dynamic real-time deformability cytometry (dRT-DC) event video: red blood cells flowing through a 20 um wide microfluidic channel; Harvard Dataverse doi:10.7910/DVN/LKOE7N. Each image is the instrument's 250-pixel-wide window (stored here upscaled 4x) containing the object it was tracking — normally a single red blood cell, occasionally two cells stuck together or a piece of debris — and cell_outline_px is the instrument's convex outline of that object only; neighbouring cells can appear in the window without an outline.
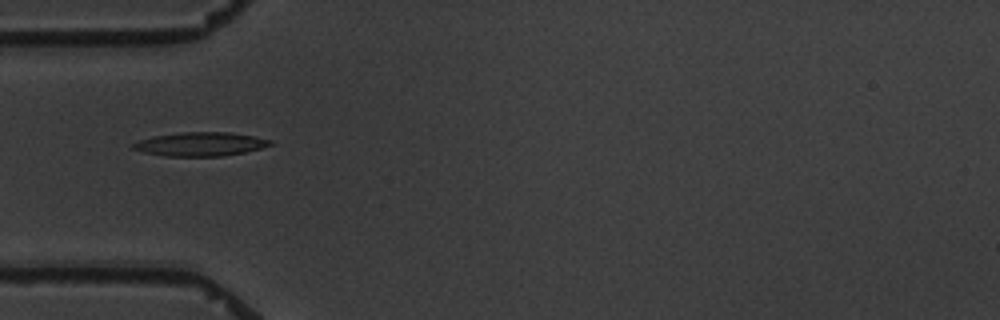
{"species": "common noctule bat (a hibernating species)", "species_latin": "Nyctalus noctula", "temperature_condition": "warm", "stored_images_in_passage": 15, "camera_frame_rate_fps": 3000, "um_per_image_px": 0.085, "animal": {"sex": "male", "body_mass_g": 19.5, "forearm_length_mm": 54.6}, "frame": {"image": 1, "passage_image": 5, "time_ms": 5.333, "image_size_px": [1000, 320], "cell_outline_px": [[272, 144], [260, 148], [244, 152], [224, 156], [164, 156], [144, 152], [132, 148], [132, 144], [140, 140], [152, 136], [184, 132], [232, 132], [256, 136], [272, 140]], "centroid_in_image_um": [17.05, 12.24], "position_along_channel_um": 67.9, "area_um2": 19.02}}
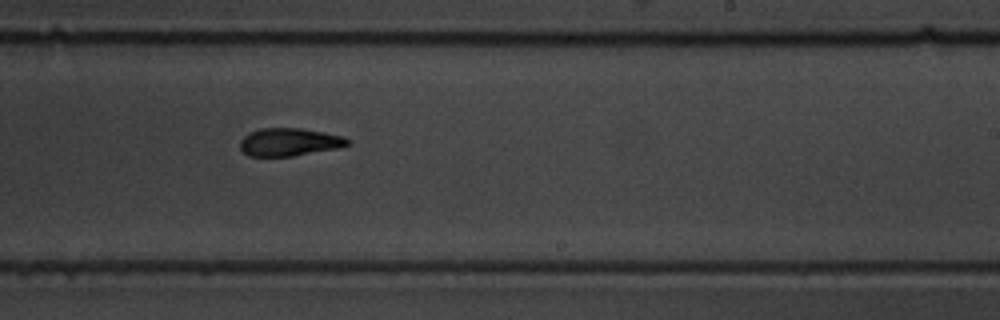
{"frame": {"image": 2, "passage_image": 10, "time_ms": 11.0, "image_size_px": [1000, 320], "cell_outline_px": [[352, 140], [348, 144], [340, 148], [292, 156], [248, 156], [240, 148], [240, 140], [248, 132], [260, 128], [300, 128], [324, 132], [344, 136]], "centroid_in_image_um": [24.6, 12.07], "position_along_channel_um": 264.4, "area_um2": 17.63}}
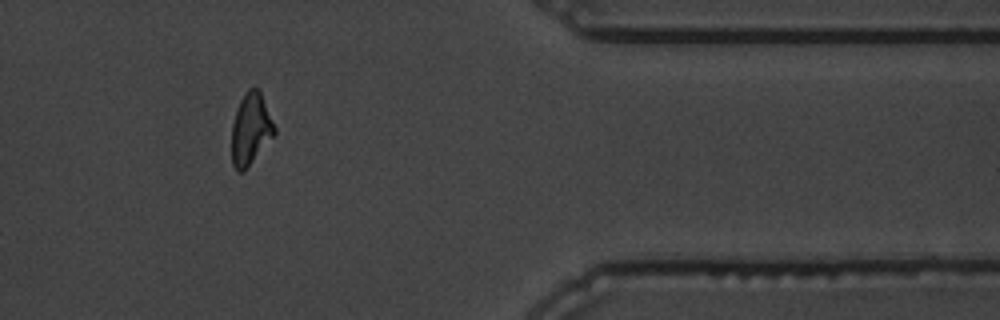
{"frame": {"image": 3, "passage_image": 13, "time_ms": 15.333, "image_size_px": [1000, 320], "cell_outline_px": [[276, 132], [244, 172], [236, 172], [232, 164], [232, 124], [240, 100], [248, 88], [256, 88], [260, 92], [276, 128]], "centroid_in_image_um": [21.29, 11.01], "position_along_channel_um": 390.1, "area_um2": 17.63}, "authors_computed_cell_mechanics": {"area_um2": 17.6868, "velocity_mm_per_s": 3.472, "shape_relaxation_time_tau1_ms": 9.0337, "shape_relaxation_time_tau2_ms": 6.7043, "deformation_change_tau1": 0.2067, "deformation_change_tau2": 0.1345}}